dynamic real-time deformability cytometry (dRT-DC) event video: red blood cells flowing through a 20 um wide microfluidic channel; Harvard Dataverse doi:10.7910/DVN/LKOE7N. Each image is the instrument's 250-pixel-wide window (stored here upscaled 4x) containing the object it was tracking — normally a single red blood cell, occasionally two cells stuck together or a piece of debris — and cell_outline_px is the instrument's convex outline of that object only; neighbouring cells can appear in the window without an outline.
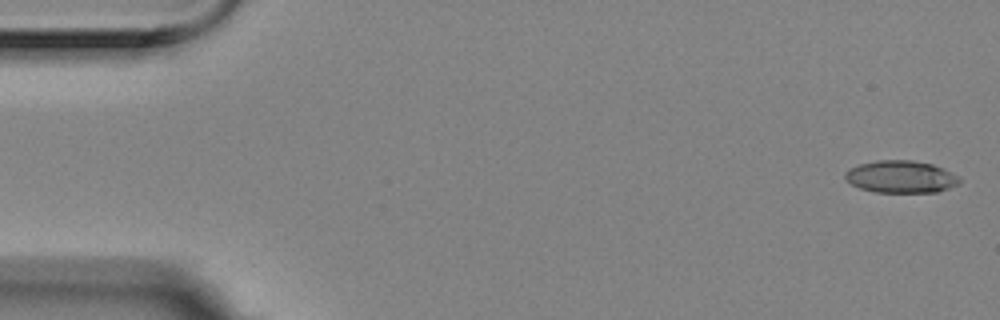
{"species": "Egyptian fruit bat (a non-hibernating species)", "species_latin": "Rousettus aegyptiacus", "temperature_condition": "room temperature", "stored_images_in_passage": 5, "camera_frame_rate_fps": 3000, "um_per_image_px": 0.085, "animal": {"sex": "female"}, "frame": {"image": 1, "passage_image": 1, "time_ms": 0.0, "image_size_px": [1000, 320], "cell_outline_px": [[960, 184], [936, 192], [876, 192], [860, 188], [852, 184], [844, 176], [844, 172], [848, 168], [860, 164], [876, 160], [912, 160], [932, 164], [960, 176]], "centroid_in_image_um": [76.58, 15.02], "position_along_channel_um": 8.4, "area_um2": 21.5}}
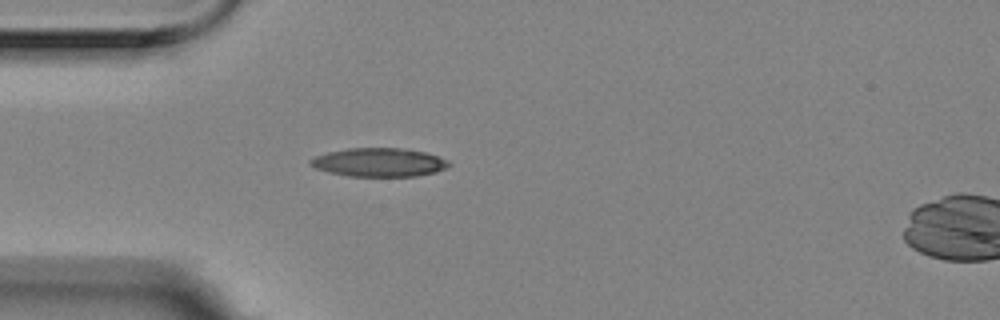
{"frame": {"image": 2, "passage_image": 5, "time_ms": 1.333, "image_size_px": [1000, 320], "cell_outline_px": [[452, 164], [448, 168], [436, 172], [416, 176], [348, 176], [316, 168], [308, 164], [308, 160], [316, 156], [328, 152], [348, 148], [400, 148], [424, 152], [448, 160]], "centroid_in_image_um": [32.24, 13.8], "position_along_channel_um": 52.8, "area_um2": 23.0}}